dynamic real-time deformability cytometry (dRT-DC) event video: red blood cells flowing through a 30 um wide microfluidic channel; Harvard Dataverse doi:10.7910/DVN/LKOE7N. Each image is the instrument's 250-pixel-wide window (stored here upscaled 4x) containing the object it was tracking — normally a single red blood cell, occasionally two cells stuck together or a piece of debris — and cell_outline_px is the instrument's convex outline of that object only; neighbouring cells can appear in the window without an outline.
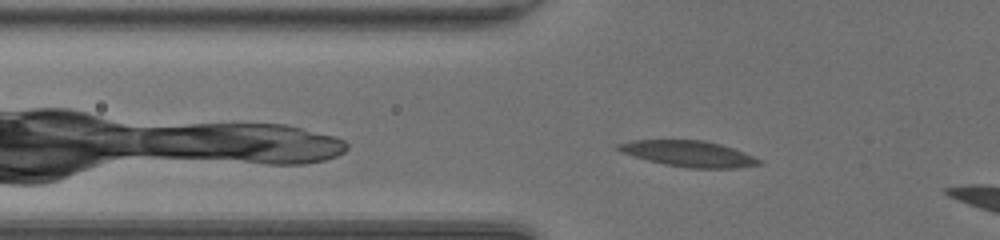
{"species": "common noctule bat (a hibernating species)", "species_latin": "Nyctalus noctula", "temperature_condition": "room temperature", "stored_images_in_passage": 37, "camera_frame_rate_fps": 3000, "um_per_image_px": 0.085, "animal": {"sex": "female", "body_mass_g": 20.0, "forearm_length_mm": 54.0}, "frame": {"image": 1, "passage_image": 4, "time_ms": 1.0, "image_size_px": [1000, 240], "cell_outline_px": [[760, 164], [732, 168], [688, 168], [664, 164], [648, 160], [620, 152], [616, 148], [616, 144], [632, 140], [704, 140], [720, 144], [744, 152], [760, 160]], "centroid_in_image_um": [58.48, 13.06], "position_along_channel_um": 67.3, "area_um2": 21.04}}
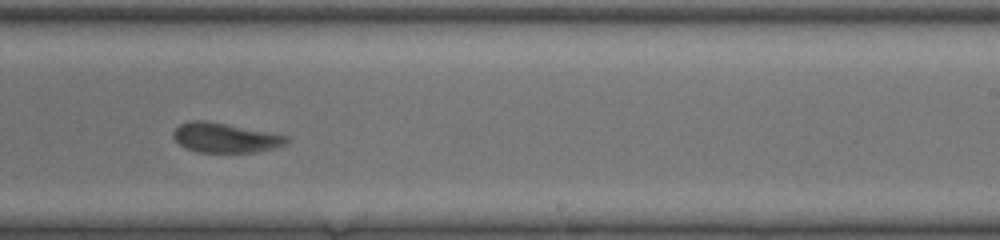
{"frame": {"image": 2, "passage_image": 19, "time_ms": 6.0, "image_size_px": [1000, 240], "cell_outline_px": [[292, 140], [288, 144], [256, 152], [196, 152], [184, 148], [172, 136], [172, 132], [180, 124], [188, 120], [208, 120], [288, 136]], "centroid_in_image_um": [19.13, 11.7], "position_along_channel_um": 269.9, "area_um2": 19.77}}
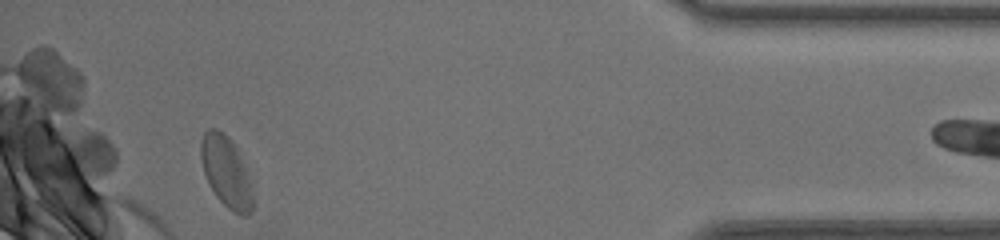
{"frame": {"image": 3, "passage_image": 33, "time_ms": 10.667, "image_size_px": [1000, 240], "cell_outline_px": [[252, 208], [244, 216], [232, 212], [216, 196], [204, 172], [200, 156], [200, 140], [204, 132], [208, 128], [216, 128], [228, 136], [232, 140], [244, 164], [252, 200]], "centroid_in_image_um": [19.17, 14.54], "position_along_channel_um": 416.0, "area_um2": 20.87}, "authors_computed_cell_mechanics": {"area_um2": 20.4034, "velocity_mm_per_s": 4.1564, "shape_relaxation_time_tau1_ms": 4.6448, "shape_relaxation_time_tau2_ms": 1.5339, "deformation_change_tau1": 0.1743, "deformation_change_tau2": 0.0768}}